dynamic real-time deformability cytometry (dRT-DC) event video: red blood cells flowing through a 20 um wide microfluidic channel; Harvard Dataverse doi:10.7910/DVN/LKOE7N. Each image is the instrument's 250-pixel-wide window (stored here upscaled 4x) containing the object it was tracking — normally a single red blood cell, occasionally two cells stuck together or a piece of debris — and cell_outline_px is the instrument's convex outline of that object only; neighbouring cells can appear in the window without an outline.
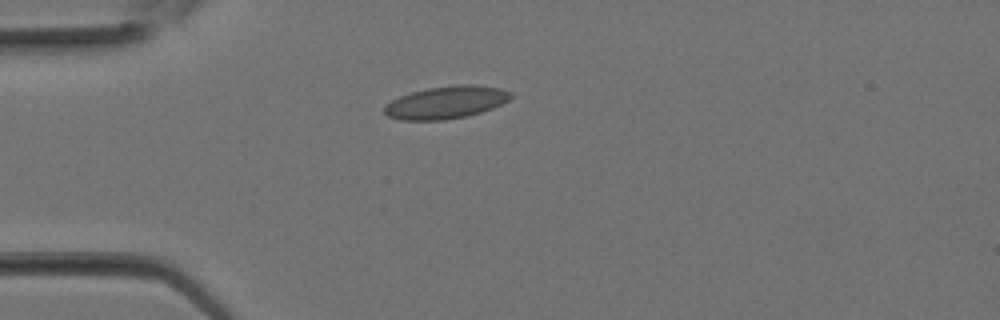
{"species": "Egyptian fruit bat (a non-hibernating species)", "species_latin": "Rousettus aegyptiacus", "temperature_condition": "room temperature", "stored_images_in_passage": 2, "camera_frame_rate_fps": 3000, "um_per_image_px": 0.085, "animal": {"sex": "female"}, "frame": {"image": 1, "passage_image": 1, "time_ms": 0.0, "image_size_px": [1000, 320], "cell_outline_px": [[512, 96], [508, 100], [492, 108], [468, 116], [444, 120], [400, 120], [388, 116], [384, 112], [384, 108], [392, 100], [400, 96], [412, 92], [428, 88], [460, 84], [472, 84], [500, 88], [512, 92]], "centroid_in_image_um": [37.93, 8.7], "position_along_channel_um": 47.1, "area_um2": 23.81}}